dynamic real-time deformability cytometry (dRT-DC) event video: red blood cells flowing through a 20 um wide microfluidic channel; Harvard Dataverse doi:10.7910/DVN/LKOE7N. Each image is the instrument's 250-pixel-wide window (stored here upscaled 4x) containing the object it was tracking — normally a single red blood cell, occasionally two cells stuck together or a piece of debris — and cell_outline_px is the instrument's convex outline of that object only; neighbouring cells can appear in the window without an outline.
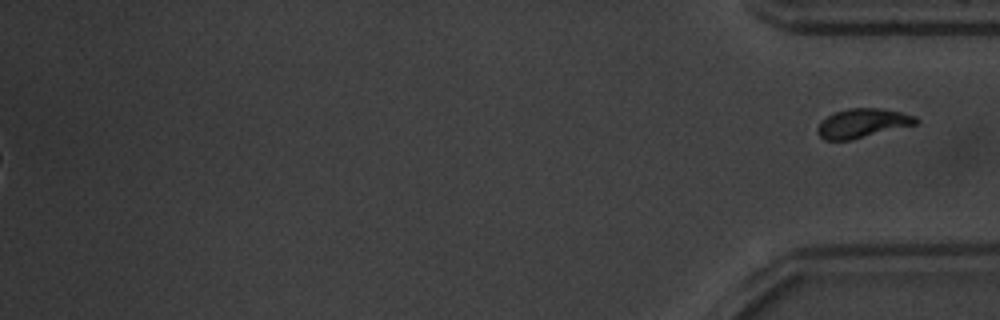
{"species": "common noctule bat (a hibernating species)", "species_latin": "Nyctalus noctula", "temperature_condition": "warm", "stored_images_in_passage": 46, "segment_of_instrument_passage": [2, 2], "camera_frame_rate_fps": 3000, "um_per_image_px": 0.085, "animal": {"sex": "male", "body_mass_g": 20.1, "forearm_length_mm": 53.5}, "frame": {"image": 1, "passage_image": 46, "time_ms": 15.0, "image_size_px": [1000, 320], "cell_outline_px": [[920, 120], [916, 124], [852, 140], [824, 140], [816, 132], [816, 128], [820, 120], [836, 112], [848, 108], [880, 108], [900, 112], [916, 116]], "centroid_in_image_um": [73.29, 10.47], "position_along_channel_um": 361.9, "area_um2": 16.76}}